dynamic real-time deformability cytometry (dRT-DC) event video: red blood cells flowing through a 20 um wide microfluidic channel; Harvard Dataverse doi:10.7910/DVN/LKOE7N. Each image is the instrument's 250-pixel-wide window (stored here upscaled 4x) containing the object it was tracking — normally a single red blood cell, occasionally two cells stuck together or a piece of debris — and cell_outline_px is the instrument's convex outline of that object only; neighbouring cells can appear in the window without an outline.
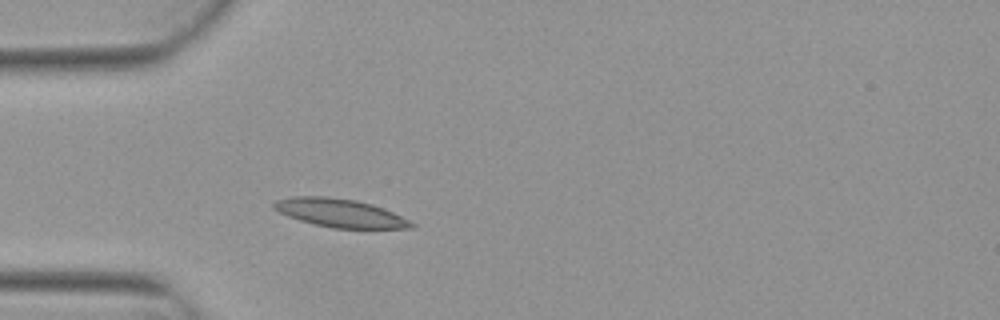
{"species": "Egyptian fruit bat (a non-hibernating species)", "species_latin": "Rousettus aegyptiacus", "temperature_condition": "warm", "stored_images_in_passage": 3, "camera_frame_rate_fps": 3000, "um_per_image_px": 0.085, "animal": {"sex": "female"}, "frame": {"image": 1, "passage_image": 3, "time_ms": 0.667, "image_size_px": [1000, 320], "cell_outline_px": [[416, 228], [332, 228], [300, 220], [288, 216], [272, 208], [272, 204], [276, 200], [292, 196], [328, 196], [356, 200], [372, 204], [392, 212], [416, 224]], "centroid_in_image_um": [28.88, 18.09], "position_along_channel_um": 56.1, "area_um2": 22.6}}